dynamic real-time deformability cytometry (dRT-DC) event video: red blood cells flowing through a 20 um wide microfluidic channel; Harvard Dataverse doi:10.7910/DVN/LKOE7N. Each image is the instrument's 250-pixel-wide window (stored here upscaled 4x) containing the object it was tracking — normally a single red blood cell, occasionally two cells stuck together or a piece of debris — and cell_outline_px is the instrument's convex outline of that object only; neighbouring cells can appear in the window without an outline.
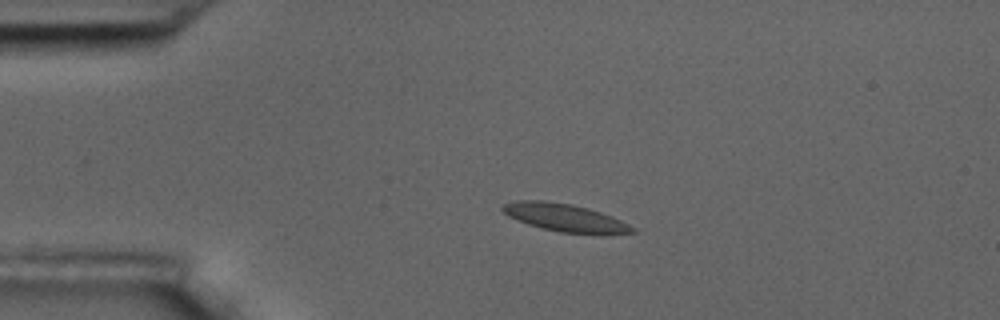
{"species": "common noctule bat (a hibernating species)", "species_latin": "Nyctalus noctula", "temperature_condition": "room temperature", "stored_images_in_passage": 3, "camera_frame_rate_fps": 3000, "um_per_image_px": 0.085, "animal": {"sex": "male", "body_mass_g": 17.5, "forearm_length_mm": 52.3}, "frame": {"image": 1, "passage_image": 2, "time_ms": 2.0, "image_size_px": [1000, 320], "cell_outline_px": [[636, 232], [560, 232], [540, 228], [528, 224], [508, 216], [500, 208], [504, 204], [516, 200], [544, 200], [572, 204], [588, 208], [612, 216], [636, 228]], "centroid_in_image_um": [47.93, 18.46], "position_along_channel_um": 37.1, "area_um2": 20.4}}